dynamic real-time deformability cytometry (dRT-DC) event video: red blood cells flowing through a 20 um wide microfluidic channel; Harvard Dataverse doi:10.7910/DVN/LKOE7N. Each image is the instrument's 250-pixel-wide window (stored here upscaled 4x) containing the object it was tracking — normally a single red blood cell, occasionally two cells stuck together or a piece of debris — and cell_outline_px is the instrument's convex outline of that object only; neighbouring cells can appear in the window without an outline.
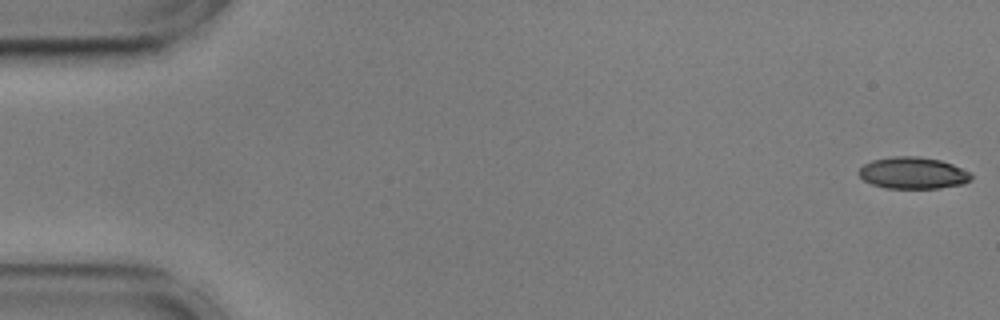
{"species": "common noctule bat (a hibernating species)", "species_latin": "Nyctalus noctula", "temperature_condition": "cold", "stored_images_in_passage": 56, "camera_frame_rate_fps": 3000, "um_per_image_px": 0.085, "animal": {"sex": "male", "body_mass_g": 17.9, "forearm_length_mm": 54.2}, "frame": {"image": 1, "passage_image": 1, "time_ms": 0.0, "image_size_px": [1000, 320], "cell_outline_px": [[972, 180], [964, 184], [940, 188], [884, 188], [872, 184], [864, 180], [856, 172], [864, 164], [872, 160], [892, 156], [920, 156], [940, 160], [952, 164], [972, 172]], "centroid_in_image_um": [77.62, 14.7], "position_along_channel_um": 7.4, "area_um2": 21.04}}
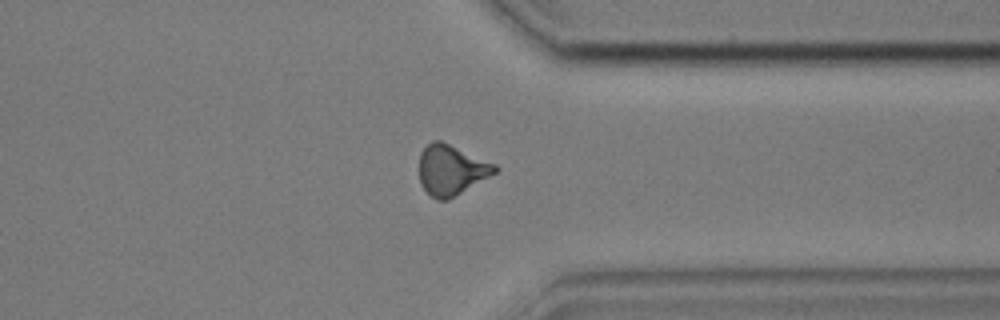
{"frame": {"image": 2, "passage_image": 43, "time_ms": 14.0, "image_size_px": [1000, 320], "cell_outline_px": [[500, 168], [496, 172], [448, 200], [436, 200], [420, 184], [420, 152], [432, 140], [440, 140], [496, 164]], "centroid_in_image_um": [38.35, 14.44], "position_along_channel_um": 373.0, "area_um2": 21.91}}
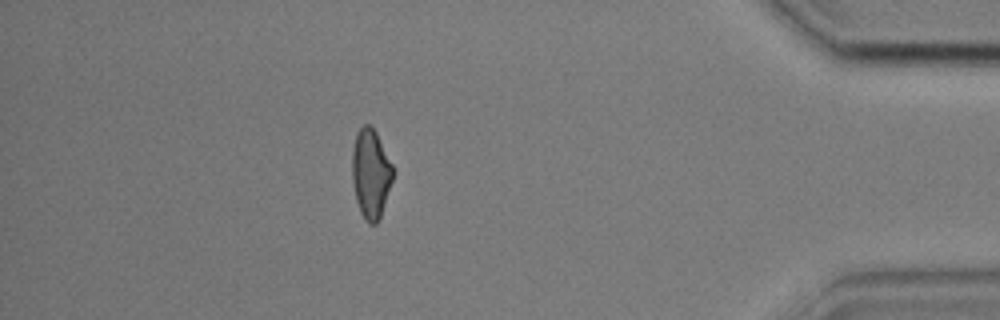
{"frame": {"image": 3, "passage_image": 49, "time_ms": 16.0, "image_size_px": [1000, 320], "cell_outline_px": [[396, 172], [380, 216], [376, 224], [368, 224], [364, 220], [360, 212], [356, 200], [352, 184], [352, 148], [356, 132], [364, 124], [368, 124], [376, 132]], "centroid_in_image_um": [31.51, 14.77], "position_along_channel_um": 403.7, "area_um2": 21.5}, "authors_computed_cell_mechanics": {"area_um2": 21.7039, "velocity_mm_per_s": 3.5997, "shape_relaxation_time_tau1_ms": 8.2862, "shape_relaxation_time_tau2_ms": 3.3143, "deformation_change_tau1": 0.207, "deformation_change_tau2": 0.1094}}